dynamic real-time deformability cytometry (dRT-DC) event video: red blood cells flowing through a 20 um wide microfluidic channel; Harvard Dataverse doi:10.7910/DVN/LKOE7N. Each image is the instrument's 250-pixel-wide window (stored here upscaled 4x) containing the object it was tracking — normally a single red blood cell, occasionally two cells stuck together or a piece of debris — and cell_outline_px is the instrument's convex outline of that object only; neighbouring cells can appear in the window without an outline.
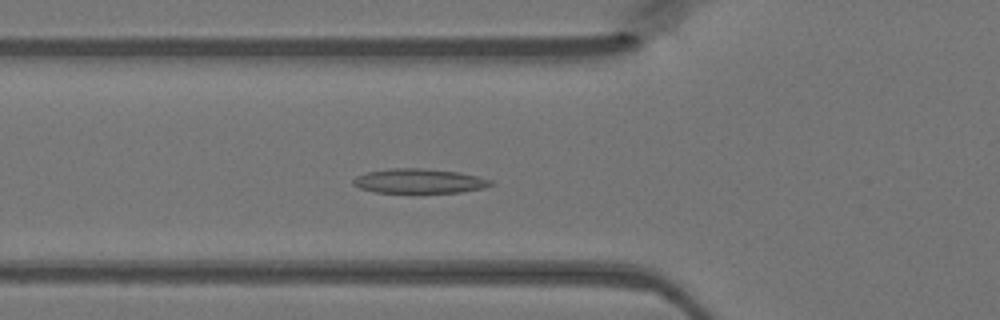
{"species": "Egyptian fruit bat (a non-hibernating species)", "species_latin": "Rousettus aegyptiacus", "temperature_condition": "warm", "stored_images_in_passage": 47, "camera_frame_rate_fps": 3000, "um_per_image_px": 0.085, "animal": {"sex": "female"}, "frame": {"image": 1, "passage_image": 16, "time_ms": 5.0, "image_size_px": [1000, 320], "cell_outline_px": [[496, 184], [484, 188], [460, 192], [412, 196], [376, 192], [360, 188], [352, 184], [352, 180], [356, 176], [368, 172], [388, 168], [424, 168], [460, 172], [492, 180]], "centroid_in_image_um": [35.63, 15.44], "position_along_channel_um": 90.2, "area_um2": 20.87}}
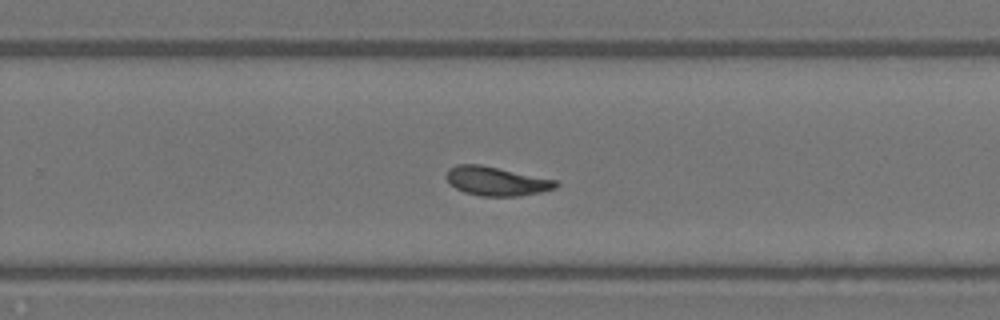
{"frame": {"image": 2, "passage_image": 30, "time_ms": 9.667, "image_size_px": [1000, 320], "cell_outline_px": [[560, 184], [556, 188], [540, 192], [520, 196], [480, 196], [464, 192], [448, 184], [444, 176], [448, 168], [456, 164], [480, 164], [556, 180]], "centroid_in_image_um": [42.14, 15.39], "position_along_channel_um": 287.7, "area_um2": 18.67}}
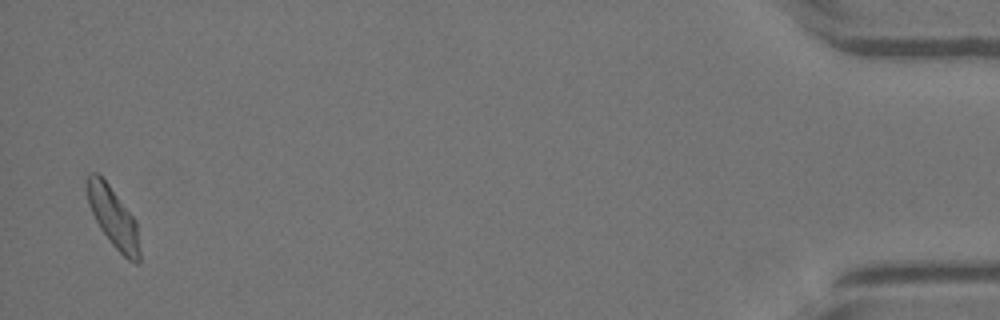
{"frame": {"image": 3, "passage_image": 46, "time_ms": 15.0, "image_size_px": [1000, 320], "cell_outline_px": [[140, 264], [136, 264], [128, 260], [112, 244], [100, 228], [88, 204], [88, 176], [92, 172], [96, 172], [108, 184], [136, 220], [140, 252]], "centroid_in_image_um": [9.67, 18.53], "position_along_channel_um": 425.5, "area_um2": 17.98}}